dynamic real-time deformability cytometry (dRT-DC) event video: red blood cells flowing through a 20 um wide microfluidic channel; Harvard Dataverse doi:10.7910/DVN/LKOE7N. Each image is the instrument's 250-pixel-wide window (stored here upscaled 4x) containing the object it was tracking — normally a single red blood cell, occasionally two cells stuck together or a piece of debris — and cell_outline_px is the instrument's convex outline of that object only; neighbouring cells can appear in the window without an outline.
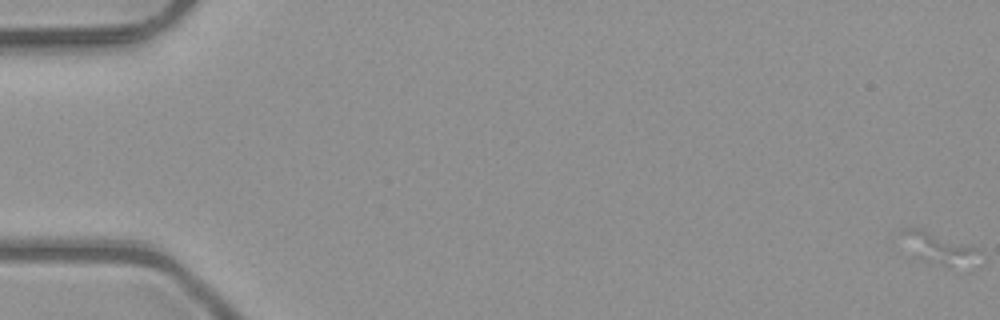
{"species": "common noctule bat (a hibernating species)", "species_latin": "Nyctalus noctula", "temperature_condition": "room temperature", "stored_images_in_passage": 5, "camera_frame_rate_fps": 3000, "um_per_image_px": 0.085, "animal": {"sex": "male", "body_mass_g": 23.1, "forearm_length_mm": 52.7}, "frame": {"image": 1, "passage_image": 1, "time_ms": 0.0, "image_size_px": [1000, 320], "cell_outline_px": [[976, 248], [972, 272], [964, 272], [916, 260], [900, 232], [900, 228], [920, 228]], "centroid_in_image_um": [79.82, 21.23], "position_along_channel_um": 5.2, "area_um2": 14.68}}
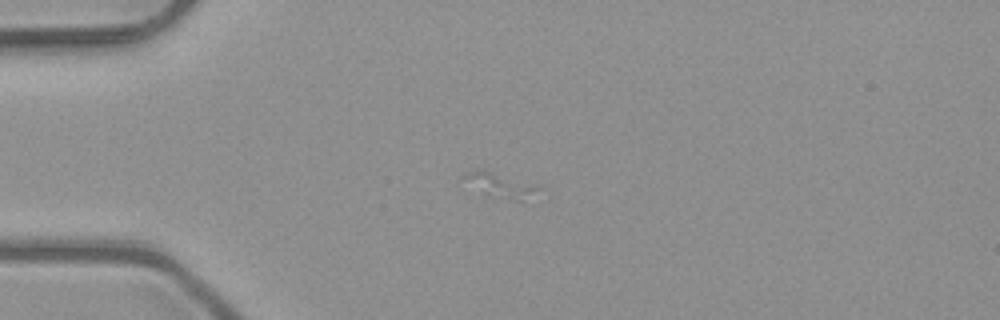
{"frame": {"image": 2, "passage_image": 5, "time_ms": 1.333, "image_size_px": [1000, 320], "cell_outline_px": [[552, 196], [548, 200], [516, 200], [488, 192], [460, 176], [468, 172], [480, 168], [544, 184]], "centroid_in_image_um": [43.16, 15.76], "position_along_channel_um": 41.8, "area_um2": 11.68}}